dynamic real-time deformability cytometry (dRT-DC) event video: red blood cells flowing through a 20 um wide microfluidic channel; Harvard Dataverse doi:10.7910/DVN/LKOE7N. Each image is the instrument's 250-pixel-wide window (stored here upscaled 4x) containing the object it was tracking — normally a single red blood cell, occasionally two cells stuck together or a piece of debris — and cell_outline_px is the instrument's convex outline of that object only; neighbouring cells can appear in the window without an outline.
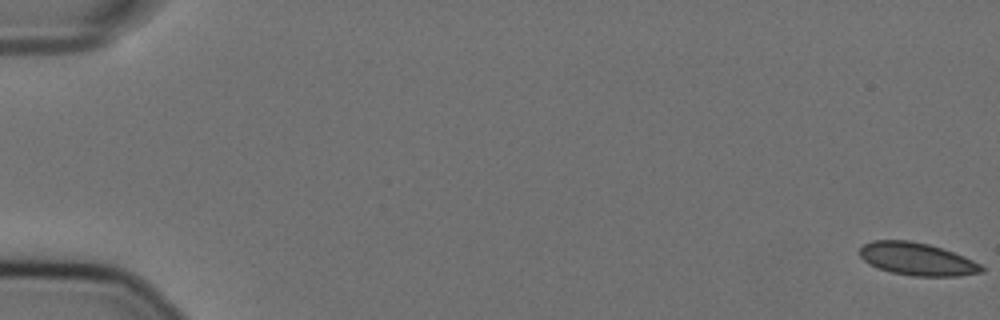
{"species": "Egyptian fruit bat (a non-hibernating species)", "species_latin": "Rousettus aegyptiacus", "temperature_condition": "cold", "stored_images_in_passage": 14, "camera_frame_rate_fps": 3000, "um_per_image_px": 0.085, "animal": {"sex": "female"}, "frame": {"image": 1, "passage_image": 1, "time_ms": 0.0, "image_size_px": [1000, 320], "cell_outline_px": [[984, 272], [960, 276], [912, 276], [892, 272], [880, 268], [864, 260], [860, 256], [860, 248], [864, 244], [872, 240], [908, 240], [928, 244], [964, 256], [980, 264], [984, 268]], "centroid_in_image_um": [77.97, 22.02], "position_along_channel_um": 7.0, "area_um2": 22.95}}